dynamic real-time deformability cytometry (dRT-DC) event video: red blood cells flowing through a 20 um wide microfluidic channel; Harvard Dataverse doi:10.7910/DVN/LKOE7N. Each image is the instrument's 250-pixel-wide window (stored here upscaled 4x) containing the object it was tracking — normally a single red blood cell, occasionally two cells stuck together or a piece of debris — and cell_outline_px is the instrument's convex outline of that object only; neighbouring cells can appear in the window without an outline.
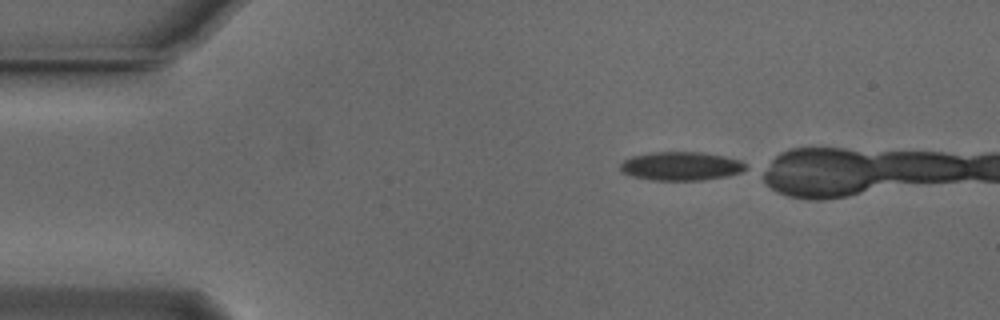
{"species": "Egyptian fruit bat (a non-hibernating species)", "species_latin": "Rousettus aegyptiacus", "temperature_condition": "cold", "stored_images_in_passage": 19, "camera_frame_rate_fps": 3000, "um_per_image_px": 0.085, "animal": {"sex": "male"}, "frame": {"image": 1, "passage_image": 1, "time_ms": 0.0, "image_size_px": [1000, 320], "cell_outline_px": [[748, 168], [740, 172], [728, 176], [704, 180], [652, 180], [632, 176], [620, 172], [620, 164], [624, 160], [632, 156], [656, 152], [700, 152], [724, 156], [740, 160], [748, 164]], "centroid_in_image_um": [57.91, 14.12], "position_along_channel_um": 27.1, "area_um2": 21.04}}
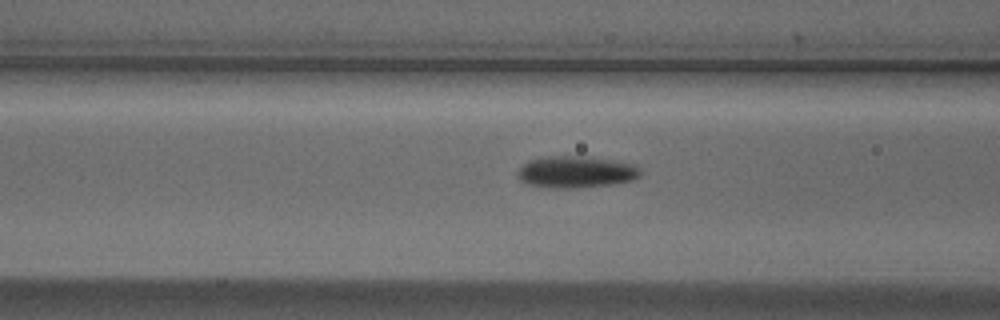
{"frame": {"image": 2, "passage_image": 13, "time_ms": 4.0, "image_size_px": [1000, 320], "cell_outline_px": [[640, 176], [632, 180], [612, 184], [572, 188], [552, 188], [524, 184], [516, 176], [516, 172], [528, 160], [548, 156], [580, 156], [636, 164], [640, 168]], "centroid_in_image_um": [48.91, 14.62], "position_along_channel_um": 117.7, "area_um2": 22.72}}
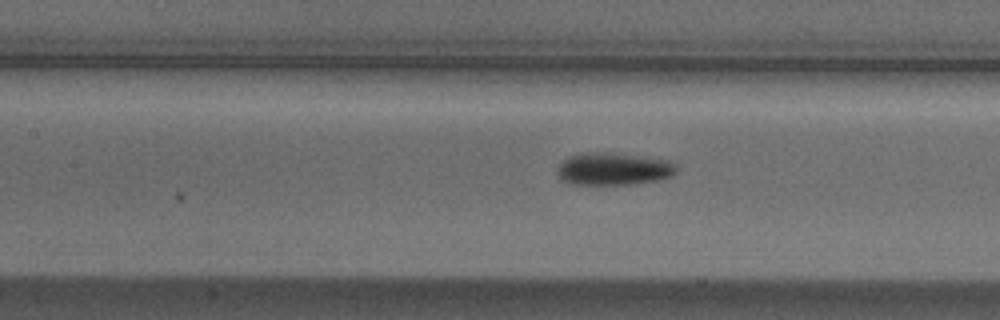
{"frame": {"image": 3, "passage_image": 16, "time_ms": 5.0, "image_size_px": [1000, 320], "cell_outline_px": [[676, 172], [672, 176], [660, 180], [628, 184], [572, 184], [564, 180], [560, 176], [560, 164], [568, 156], [588, 152], [604, 152], [668, 160], [676, 164]], "centroid_in_image_um": [52.2, 14.36], "position_along_channel_um": 155.2, "area_um2": 22.08}}